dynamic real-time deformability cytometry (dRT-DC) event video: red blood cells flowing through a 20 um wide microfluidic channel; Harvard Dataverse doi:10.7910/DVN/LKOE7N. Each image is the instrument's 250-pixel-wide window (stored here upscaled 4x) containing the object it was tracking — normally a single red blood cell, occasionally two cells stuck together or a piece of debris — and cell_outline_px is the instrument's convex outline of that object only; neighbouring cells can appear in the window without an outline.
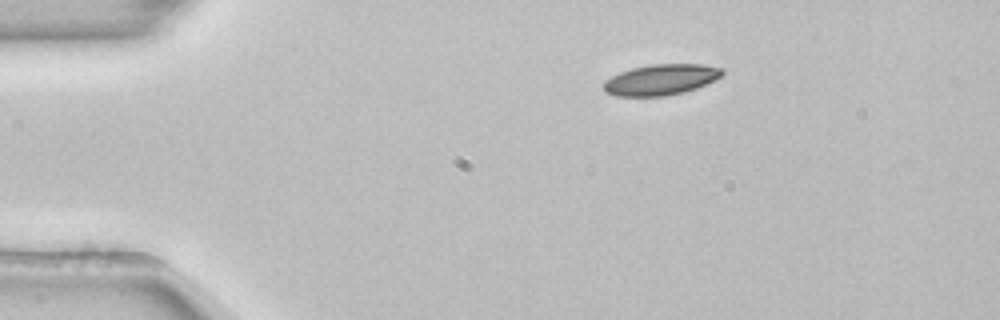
{"species": "common noctule bat (a hibernating species)", "species_latin": "Nyctalus noctula", "temperature_condition": "room temperature", "stored_images_in_passage": 45, "camera_frame_rate_fps": 3000, "um_per_image_px": 0.085, "animal": {"sex": "female", "body_mass_g": 22.7, "forearm_length_mm": 54.2}, "frame": {"image": 1, "passage_image": 1, "time_ms": 0.0, "image_size_px": [1000, 320], "cell_outline_px": [[724, 72], [720, 76], [696, 88], [684, 92], [664, 96], [616, 96], [604, 92], [604, 80], [620, 72], [632, 68], [652, 64], [704, 64], [724, 68]], "centroid_in_image_um": [56.16, 6.77], "position_along_channel_um": 28.8, "area_um2": 21.21}}
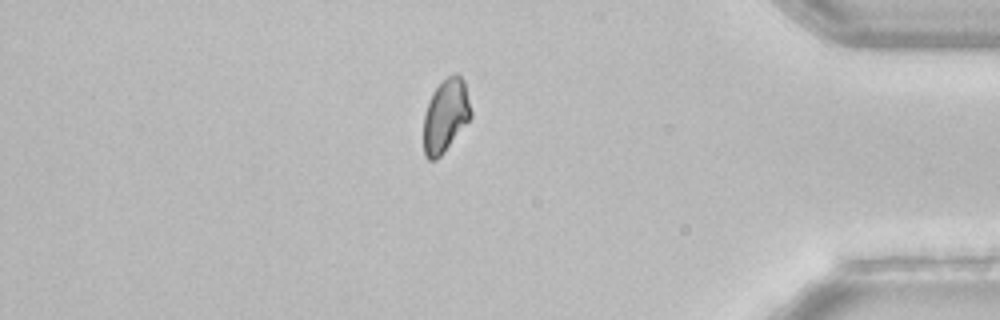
{"frame": {"image": 2, "passage_image": 37, "time_ms": 12.0, "image_size_px": [1000, 320], "cell_outline_px": [[472, 116], [444, 152], [436, 160], [428, 160], [424, 156], [424, 112], [432, 92], [448, 76], [456, 72], [464, 80], [472, 112]], "centroid_in_image_um": [37.87, 9.83], "position_along_channel_um": 397.3, "area_um2": 20.11}}
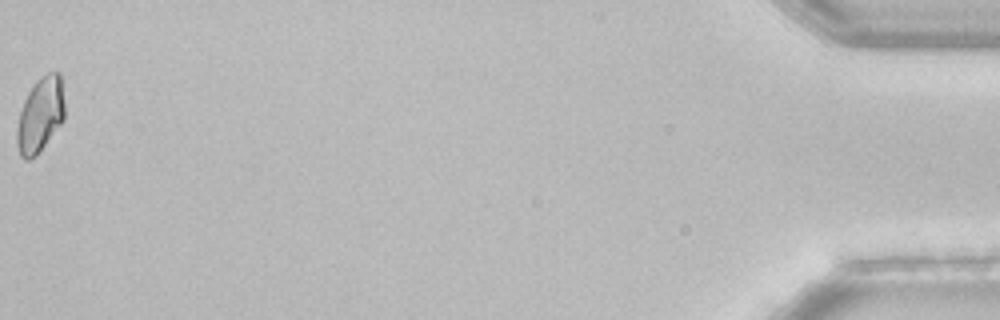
{"frame": {"image": 3, "passage_image": 45, "time_ms": 14.667, "image_size_px": [1000, 320], "cell_outline_px": [[64, 120], [36, 156], [28, 160], [24, 160], [20, 156], [16, 144], [16, 128], [20, 112], [24, 100], [32, 84], [40, 76], [48, 72], [60, 72], [64, 104]], "centroid_in_image_um": [3.4, 9.77], "position_along_channel_um": 431.8, "area_um2": 21.04}, "authors_computed_cell_mechanics": {"area_um2": 21.675, "velocity_mm_per_s": 3.8726, "shape_relaxation_time_tau1_ms": 3.6151, "shape_relaxation_time_tau2_ms": null, "deformation_change_tau1": 0.0879, "deformation_change_tau2": null}}